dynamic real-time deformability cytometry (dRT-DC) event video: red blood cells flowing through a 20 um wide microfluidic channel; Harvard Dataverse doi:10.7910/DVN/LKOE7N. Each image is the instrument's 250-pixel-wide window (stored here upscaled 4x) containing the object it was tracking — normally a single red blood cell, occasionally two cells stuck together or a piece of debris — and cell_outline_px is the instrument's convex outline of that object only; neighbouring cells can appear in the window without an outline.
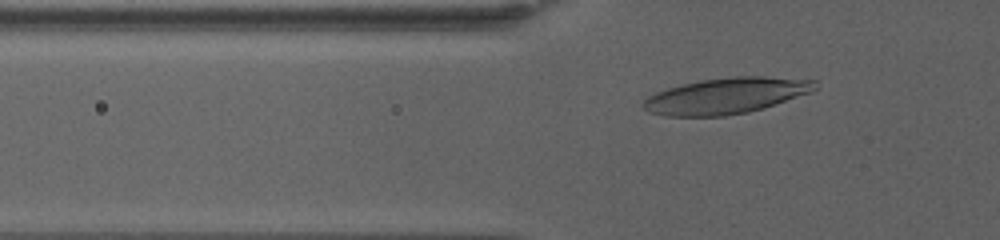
{"species": "human", "species_latin": "Homo sapiens", "temperature_condition": "warm", "stored_images_in_passage": 58, "camera_frame_rate_fps": 3000, "um_per_image_px": 0.085, "donor": {"sex": "female"}, "frame": {"image": 1, "passage_image": 17, "time_ms": 5.333, "image_size_px": [1000, 240], "cell_outline_px": [[820, 88], [812, 92], [748, 112], [724, 116], [664, 116], [648, 112], [640, 104], [648, 96], [656, 92], [680, 84], [700, 80], [736, 76], [764, 76], [816, 80]], "centroid_in_image_um": [61.71, 8.13], "position_along_channel_um": 64.1, "area_um2": 36.13}}
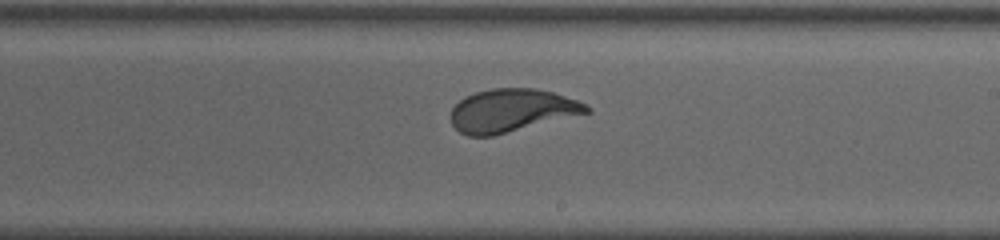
{"frame": {"image": 2, "passage_image": 37, "time_ms": 12.0, "image_size_px": [1000, 240], "cell_outline_px": [[592, 112], [492, 136], [468, 136], [460, 132], [452, 124], [452, 108], [464, 96], [476, 92], [492, 88], [536, 88], [552, 92], [588, 104], [592, 108]], "centroid_in_image_um": [43.52, 9.39], "position_along_channel_um": 245.5, "area_um2": 33.99}}
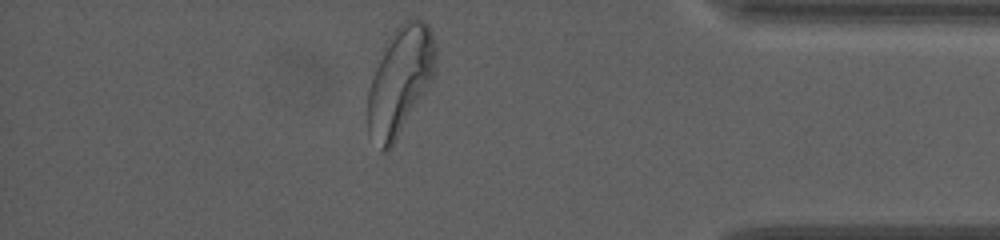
{"frame": {"image": 3, "passage_image": 56, "time_ms": 18.333, "image_size_px": [1000, 240], "cell_outline_px": [[436, 72], [432, 80], [388, 152], [380, 152], [368, 136], [368, 92], [372, 76], [396, 28], [404, 20], [416, 16], [424, 20], [428, 24], [432, 32], [436, 44]], "centroid_in_image_um": [34.03, 6.87], "position_along_channel_um": 401.2, "area_um2": 42.37}, "authors_computed_cell_mechanics": {"area_um2": 35.0557, "velocity_mm_per_s": 2.8555, "shape_relaxation_time_tau1_ms": 4.5162, "shape_relaxation_time_tau2_ms": null, "deformation_change_tau1": 0.1767, "deformation_change_tau2": null}}